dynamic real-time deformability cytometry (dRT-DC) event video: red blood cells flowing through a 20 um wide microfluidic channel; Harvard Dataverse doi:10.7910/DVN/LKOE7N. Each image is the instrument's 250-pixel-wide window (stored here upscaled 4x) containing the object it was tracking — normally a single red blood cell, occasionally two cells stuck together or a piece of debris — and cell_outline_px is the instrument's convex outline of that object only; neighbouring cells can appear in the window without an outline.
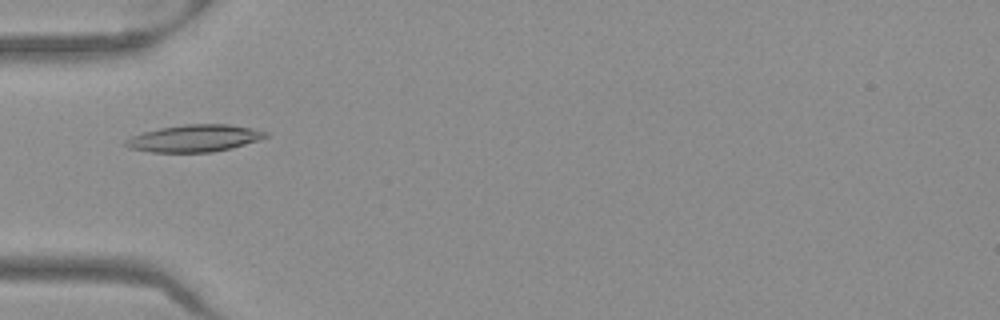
{"species": "Egyptian fruit bat (a non-hibernating species)", "species_latin": "Rousettus aegyptiacus", "temperature_condition": "warm", "stored_images_in_passage": 51, "camera_frame_rate_fps": 3000, "um_per_image_px": 0.085, "frame": {"image": 1, "passage_image": 17, "time_ms": 5.333, "image_size_px": [1000, 320], "cell_outline_px": [[268, 136], [260, 140], [232, 148], [212, 152], [152, 152], [128, 148], [124, 144], [124, 140], [132, 136], [144, 132], [160, 128], [184, 124], [228, 124], [252, 128], [268, 132]], "centroid_in_image_um": [16.54, 11.75], "position_along_channel_um": 68.5, "area_um2": 22.14}}
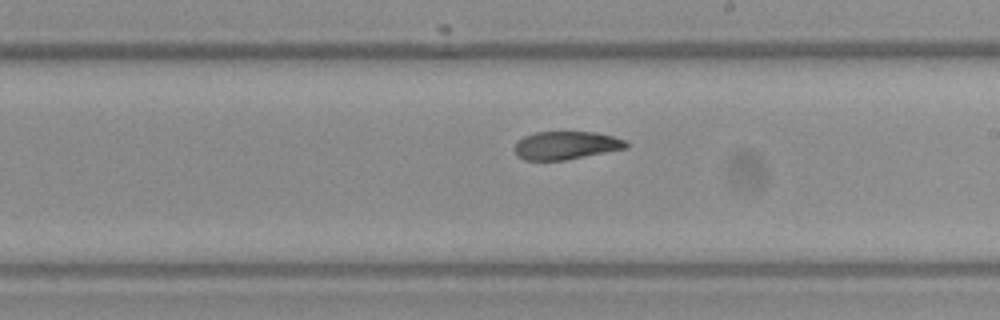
{"frame": {"image": 2, "passage_image": 30, "time_ms": 9.667, "image_size_px": [1000, 320], "cell_outline_px": [[628, 148], [564, 160], [524, 160], [516, 156], [516, 144], [524, 136], [536, 132], [596, 132], [612, 136], [624, 140], [628, 144]], "centroid_in_image_um": [48.12, 12.36], "position_along_channel_um": 240.9, "area_um2": 18.09}}
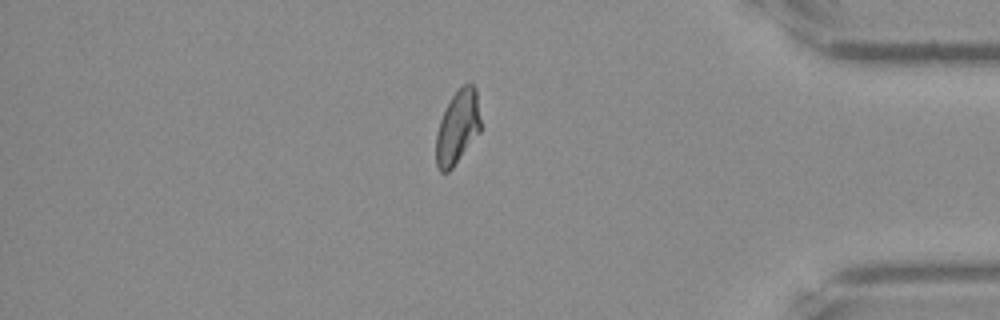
{"frame": {"image": 3, "passage_image": 44, "time_ms": 14.333, "image_size_px": [1000, 320], "cell_outline_px": [[480, 132], [452, 168], [448, 172], [440, 172], [436, 164], [436, 132], [440, 120], [452, 96], [464, 84], [472, 84], [476, 88], [480, 120]], "centroid_in_image_um": [38.88, 10.84], "position_along_channel_um": 396.3, "area_um2": 18.9}, "authors_computed_cell_mechanics": {"area_um2": 19.5364, "velocity_mm_per_s": 3.9724, "shape_relaxation_time_tau1_ms": 7.6062, "shape_relaxation_time_tau2_ms": 2.6362, "deformation_change_tau1": 0.2241, "deformation_change_tau2": 0.0907}}